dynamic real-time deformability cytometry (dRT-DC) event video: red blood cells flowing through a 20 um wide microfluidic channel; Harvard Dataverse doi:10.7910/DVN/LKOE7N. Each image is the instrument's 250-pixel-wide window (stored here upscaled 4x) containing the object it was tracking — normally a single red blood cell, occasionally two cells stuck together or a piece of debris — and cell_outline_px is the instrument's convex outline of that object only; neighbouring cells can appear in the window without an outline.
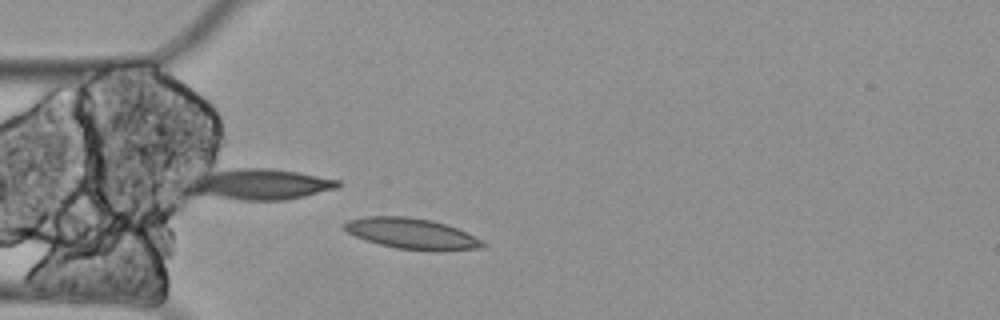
{"species": "Egyptian fruit bat (a non-hibernating species)", "species_latin": "Rousettus aegyptiacus", "temperature_condition": "cold", "stored_images_in_passage": 52, "camera_frame_rate_fps": 3000, "um_per_image_px": 0.085, "animal": {"sex": "female"}, "frame": {"image": 1, "passage_image": 9, "time_ms": 2.667, "image_size_px": [1000, 320], "cell_outline_px": [[488, 244], [484, 248], [396, 248], [380, 244], [356, 236], [340, 228], [348, 220], [368, 216], [408, 216], [432, 220], [456, 228]], "centroid_in_image_um": [34.89, 19.8], "position_along_channel_um": 50.1, "area_um2": 23.58}}
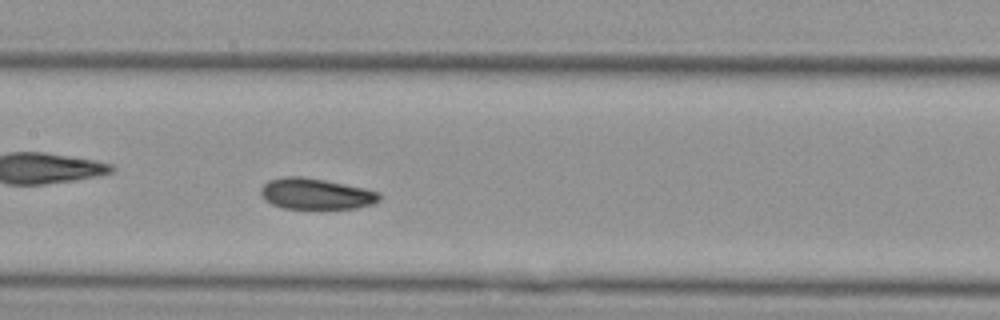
{"frame": {"image": 2, "passage_image": 21, "time_ms": 6.667, "image_size_px": [1000, 320], "cell_outline_px": [[380, 200], [372, 204], [356, 208], [284, 208], [272, 204], [264, 200], [260, 192], [260, 188], [268, 180], [284, 176], [300, 176], [324, 180], [364, 188], [380, 192]], "centroid_in_image_um": [26.83, 16.47], "position_along_channel_um": 180.6, "area_um2": 21.33}}
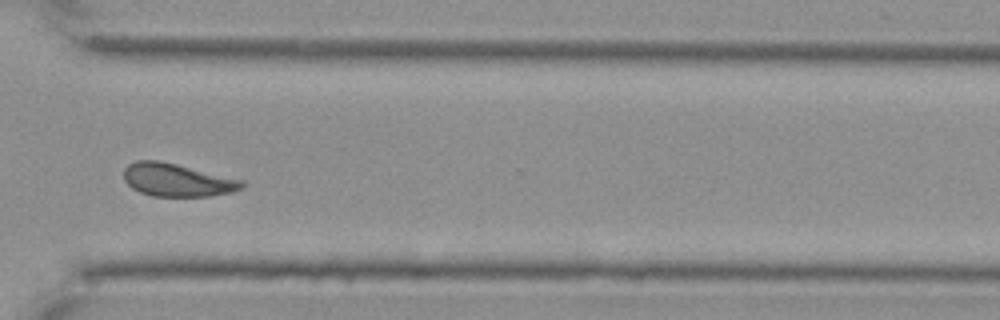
{"frame": {"image": 3, "passage_image": 37, "time_ms": 12.0, "image_size_px": [1000, 320], "cell_outline_px": [[244, 188], [232, 192], [208, 196], [152, 196], [140, 192], [132, 188], [124, 180], [124, 168], [128, 164], [136, 160], [160, 160], [244, 180]], "centroid_in_image_um": [15.05, 15.29], "position_along_channel_um": 355.5, "area_um2": 22.77}, "authors_computed_cell_mechanics": {"area_um2": 22.7443, "velocity_mm_per_s": 3.2812, "shape_relaxation_time_tau1_ms": null, "shape_relaxation_time_tau2_ms": 3.046, "deformation_change_tau1": null, "deformation_change_tau2": 0.0854}}